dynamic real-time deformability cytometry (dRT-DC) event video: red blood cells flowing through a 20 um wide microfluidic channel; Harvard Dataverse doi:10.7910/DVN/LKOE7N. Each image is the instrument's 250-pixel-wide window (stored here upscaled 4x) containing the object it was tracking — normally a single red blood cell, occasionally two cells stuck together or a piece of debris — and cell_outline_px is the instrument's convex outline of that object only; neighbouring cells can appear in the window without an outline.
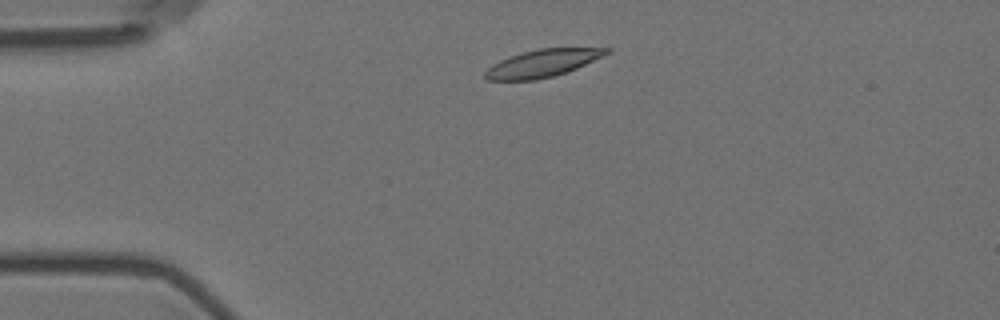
{"species": "Egyptian fruit bat (a non-hibernating species)", "species_latin": "Rousettus aegyptiacus", "temperature_condition": "room temperature", "stored_images_in_passage": 48, "camera_frame_rate_fps": 3000, "um_per_image_px": 0.085, "animal": {"sex": "female"}, "frame": {"image": 1, "passage_image": 4, "time_ms": 1.0, "image_size_px": [1000, 320], "cell_outline_px": [[612, 52], [604, 56], [568, 72], [536, 80], [488, 80], [484, 76], [484, 72], [492, 64], [508, 56], [540, 48], [612, 48]], "centroid_in_image_um": [46.14, 5.37], "position_along_channel_um": 38.9, "area_um2": 19.48}}
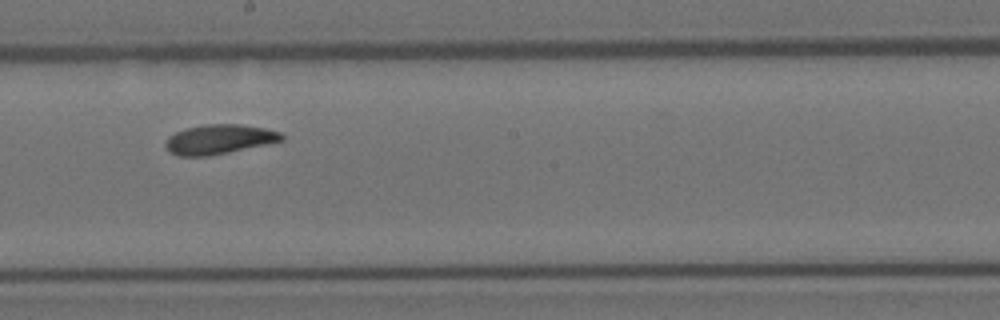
{"frame": {"image": 2, "passage_image": 23, "time_ms": 7.333, "image_size_px": [1000, 320], "cell_outline_px": [[284, 140], [228, 152], [208, 156], [180, 156], [168, 152], [164, 144], [168, 136], [184, 128], [204, 124], [240, 124], [264, 128], [280, 132], [284, 136]], "centroid_in_image_um": [18.58, 11.83], "position_along_channel_um": 229.6, "area_um2": 20.0}}
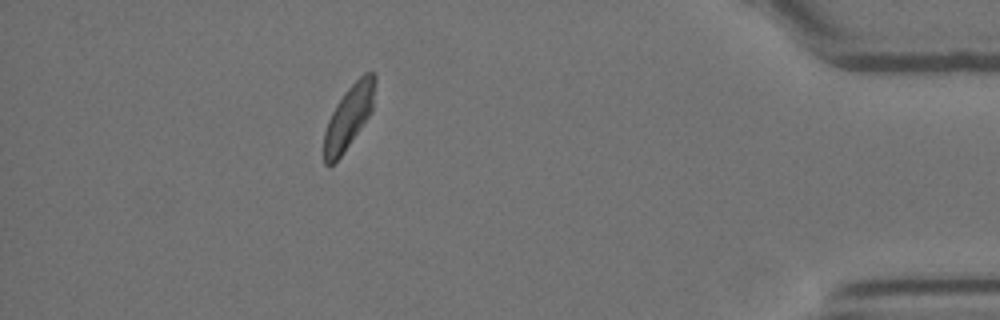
{"frame": {"image": 3, "passage_image": 42, "time_ms": 13.667, "image_size_px": [1000, 320], "cell_outline_px": [[376, 80], [372, 112], [340, 156], [332, 164], [324, 164], [324, 132], [328, 120], [336, 104], [344, 92], [364, 72], [376, 72]], "centroid_in_image_um": [29.66, 9.88], "position_along_channel_um": 405.5, "area_um2": 18.61}, "authors_computed_cell_mechanics": {"area_um2": 19.7676, "velocity_mm_per_s": 3.5397, "shape_relaxation_time_tau1_ms": 4.8539, "shape_relaxation_time_tau2_ms": 5.5597, "deformation_change_tau1": 0.1326, "deformation_change_tau2": 0.1172}}